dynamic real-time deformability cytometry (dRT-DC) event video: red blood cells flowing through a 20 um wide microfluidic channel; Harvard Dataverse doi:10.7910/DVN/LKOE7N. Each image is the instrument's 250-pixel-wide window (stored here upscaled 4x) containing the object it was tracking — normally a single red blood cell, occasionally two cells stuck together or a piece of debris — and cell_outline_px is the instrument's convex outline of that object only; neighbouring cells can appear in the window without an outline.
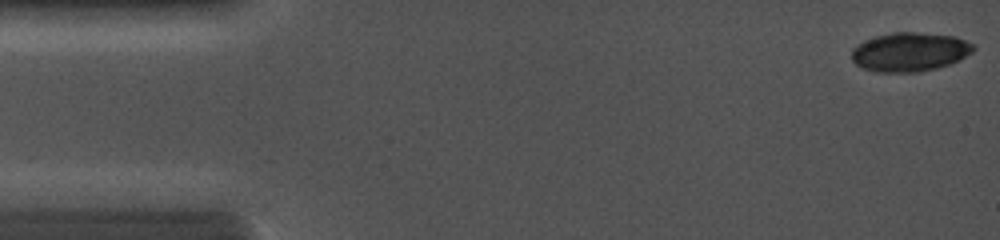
{"species": "common noctule bat (a hibernating species)", "species_latin": "Nyctalus noctula", "temperature_condition": "cold", "stored_images_in_passage": 8, "camera_frame_rate_fps": 5000, "um_per_image_px": 0.085, "animal": {"sex": "female", "body_mass_g": 19.0, "forearm_length_mm": 56.7}, "frame": {"image": 1, "passage_image": 1, "time_ms": 0.0, "image_size_px": [1000, 240], "cell_outline_px": [[976, 48], [972, 52], [960, 60], [936, 68], [920, 72], [876, 72], [864, 68], [856, 64], [852, 60], [852, 48], [856, 44], [864, 40], [876, 36], [892, 32], [916, 32], [956, 36], [972, 44]], "centroid_in_image_um": [77.31, 4.41], "position_along_channel_um": 7.7, "area_um2": 27.74}}
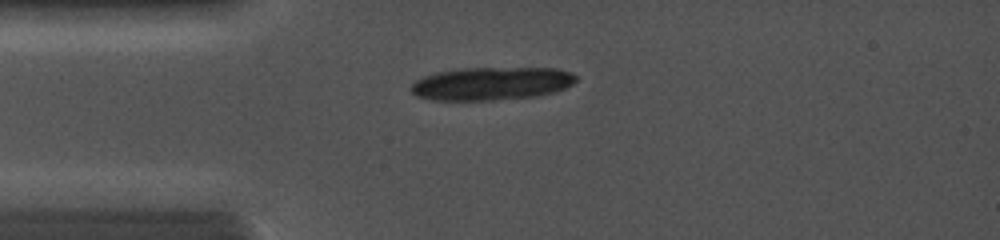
{"frame": {"image": 2, "passage_image": 8, "time_ms": 3.2, "image_size_px": [1000, 240], "cell_outline_px": [[576, 80], [572, 84], [564, 88], [552, 92], [536, 96], [492, 100], [432, 100], [416, 96], [412, 92], [412, 84], [416, 80], [424, 76], [436, 72], [464, 68], [556, 68], [572, 72], [576, 76]], "centroid_in_image_um": [41.77, 7.1], "position_along_channel_um": 43.2, "area_um2": 31.67}}